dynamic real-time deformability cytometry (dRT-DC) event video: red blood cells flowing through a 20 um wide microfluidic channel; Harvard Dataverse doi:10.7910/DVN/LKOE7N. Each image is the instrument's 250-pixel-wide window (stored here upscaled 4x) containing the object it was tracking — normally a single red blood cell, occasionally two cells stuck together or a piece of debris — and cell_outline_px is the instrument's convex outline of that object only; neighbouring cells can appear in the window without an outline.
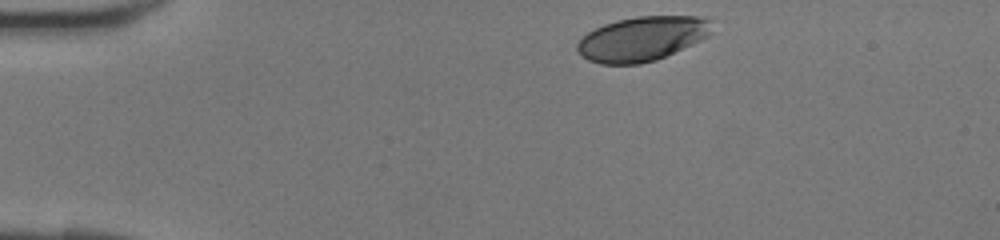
{"species": "human", "species_latin": "Homo sapiens", "temperature_condition": "room temperature", "stored_images_in_passage": 35, "camera_frame_rate_fps": 3000, "um_per_image_px": 0.085, "donor": {"sex": "female"}, "frame": {"image": 1, "passage_image": 1, "time_ms": 0.0, "image_size_px": [1000, 240], "cell_outline_px": [[708, 36], [700, 40], [656, 60], [640, 64], [600, 64], [588, 60], [576, 48], [576, 44], [580, 36], [604, 24], [616, 20], [636, 16], [696, 16], [708, 20]], "centroid_in_image_um": [54.48, 3.3], "position_along_channel_um": 30.5, "area_um2": 34.45}}
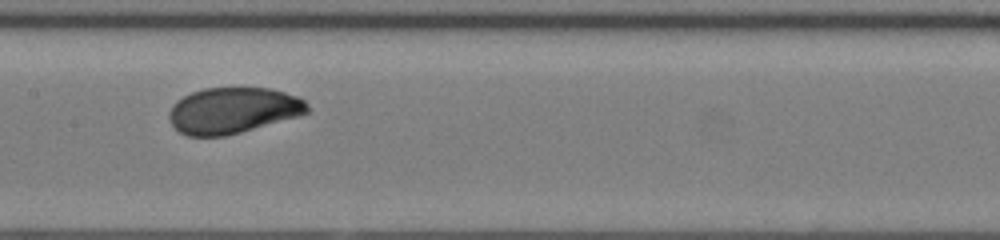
{"frame": {"image": 2, "passage_image": 15, "time_ms": 4.667, "image_size_px": [1000, 240], "cell_outline_px": [[308, 112], [296, 116], [240, 132], [224, 136], [188, 136], [180, 132], [172, 124], [168, 116], [168, 112], [172, 104], [176, 100], [192, 92], [204, 88], [272, 88], [296, 96], [304, 100], [308, 104]], "centroid_in_image_um": [19.76, 9.38], "position_along_channel_um": 187.6, "area_um2": 36.76}}
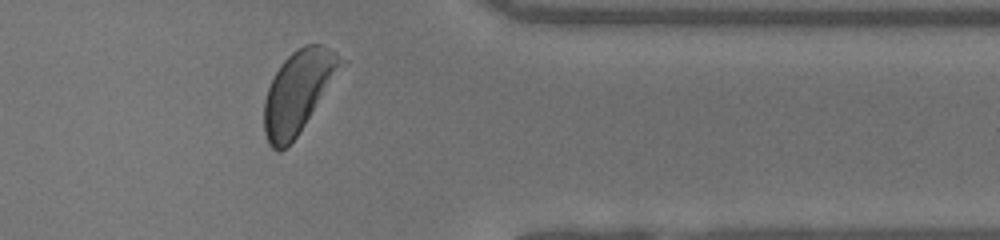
{"frame": {"image": 3, "passage_image": 28, "time_ms": 9.0, "image_size_px": [1000, 240], "cell_outline_px": [[348, 64], [296, 136], [280, 152], [276, 152], [268, 144], [264, 132], [264, 100], [268, 88], [280, 64], [296, 48], [304, 44], [320, 44], [336, 52], [348, 60]], "centroid_in_image_um": [25.41, 7.76], "position_along_channel_um": 386.0, "area_um2": 37.22}}